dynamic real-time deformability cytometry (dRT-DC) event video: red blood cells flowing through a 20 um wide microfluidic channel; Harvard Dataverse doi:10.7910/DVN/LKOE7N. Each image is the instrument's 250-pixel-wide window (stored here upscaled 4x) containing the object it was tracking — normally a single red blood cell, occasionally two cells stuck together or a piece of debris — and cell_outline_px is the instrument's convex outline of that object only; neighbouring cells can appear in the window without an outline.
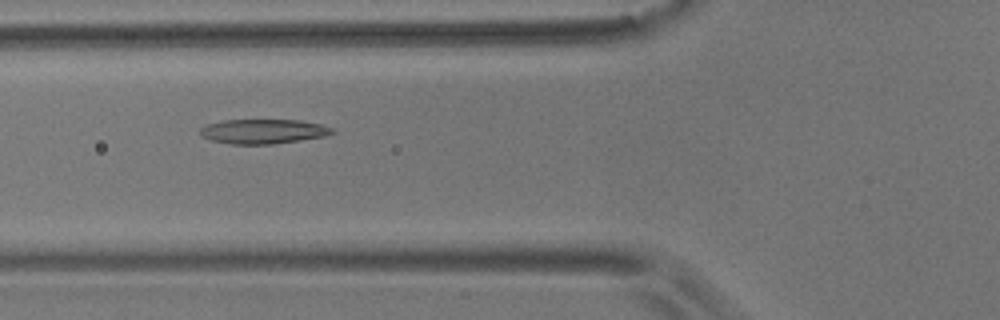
{"species": "common noctule bat (a hibernating species)", "species_latin": "Nyctalus noctula", "temperature_condition": "room temperature", "stored_images_in_passage": 14, "camera_frame_rate_fps": 3000, "um_per_image_px": 0.085, "animal": {"sex": "male", "body_mass_g": 17.9}, "frame": {"image": 1, "passage_image": 5, "time_ms": 5.667, "image_size_px": [1000, 320], "cell_outline_px": [[336, 132], [324, 136], [300, 140], [272, 144], [228, 144], [212, 140], [200, 136], [200, 128], [208, 124], [224, 120], [300, 120], [320, 124], [332, 128]], "centroid_in_image_um": [22.36, 11.17], "position_along_channel_um": 103.4, "area_um2": 18.84}}
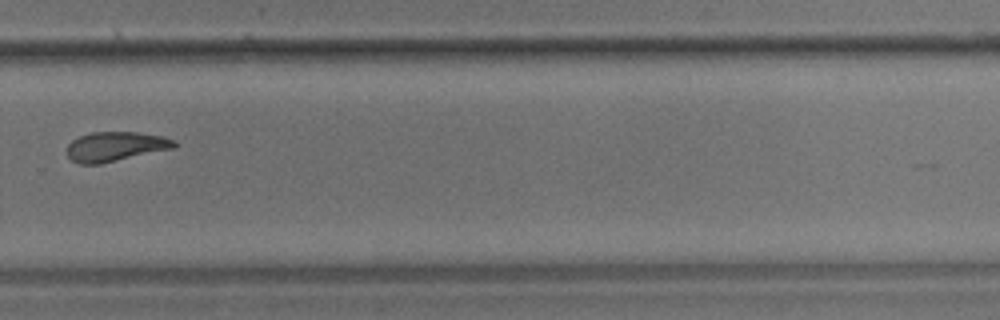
{"frame": {"image": 2, "passage_image": 10, "time_ms": 11.667, "image_size_px": [1000, 320], "cell_outline_px": [[176, 148], [100, 164], [80, 164], [72, 160], [68, 156], [68, 144], [72, 140], [80, 136], [92, 132], [136, 132], [164, 136], [176, 140]], "centroid_in_image_um": [9.86, 12.45], "position_along_channel_um": 319.9, "area_um2": 18.55}}
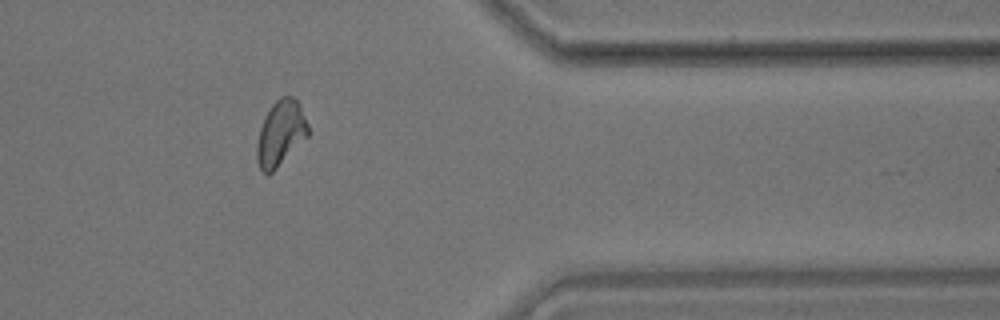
{"frame": {"image": 3, "passage_image": 12, "time_ms": 14.0, "image_size_px": [1000, 320], "cell_outline_px": [[308, 136], [272, 172], [264, 172], [260, 168], [256, 160], [256, 144], [260, 128], [264, 116], [272, 104], [280, 96], [292, 96], [300, 104], [308, 124]], "centroid_in_image_um": [23.84, 11.29], "position_along_channel_um": 387.6, "area_um2": 19.36}, "authors_computed_cell_mechanics": {"area_um2": 19.3052, "velocity_mm_per_s": 3.6198, "shape_relaxation_time_tau1_ms": 3.2339, "shape_relaxation_time_tau2_ms": 3.3639, "deformation_change_tau1": 0.1143, "deformation_change_tau2": 0.0788}}